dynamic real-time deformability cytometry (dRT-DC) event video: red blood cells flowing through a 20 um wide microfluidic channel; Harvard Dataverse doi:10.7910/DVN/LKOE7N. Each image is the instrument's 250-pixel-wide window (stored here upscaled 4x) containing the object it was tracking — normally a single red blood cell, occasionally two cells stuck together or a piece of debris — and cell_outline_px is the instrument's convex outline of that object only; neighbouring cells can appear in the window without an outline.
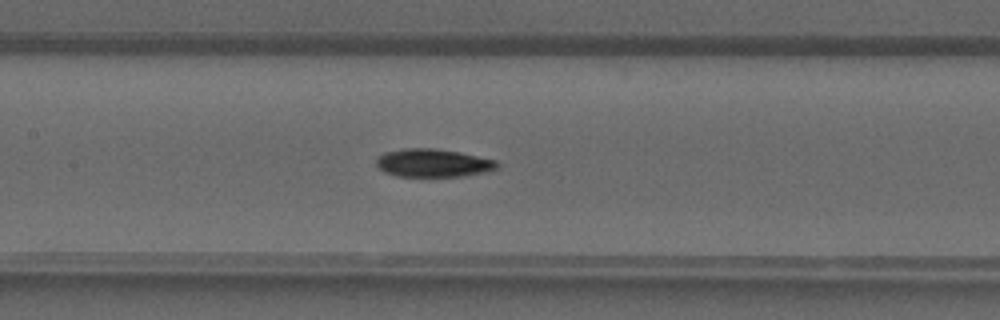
{"species": "common noctule bat (a hibernating species)", "species_latin": "Nyctalus noctula", "temperature_condition": "warm", "stored_images_in_passage": 33, "camera_frame_rate_fps": 3000, "um_per_image_px": 0.085, "animal": {"sex": "male", "forearm_length_mm": 52.5}, "frame": {"image": 1, "passage_image": 11, "time_ms": 3.333, "image_size_px": [1000, 320], "cell_outline_px": [[500, 164], [496, 168], [488, 172], [464, 176], [396, 176], [384, 172], [376, 164], [376, 160], [384, 152], [404, 148], [436, 148], [460, 152], [496, 160]], "centroid_in_image_um": [36.83, 13.85], "position_along_channel_um": 170.6, "area_um2": 19.88}}
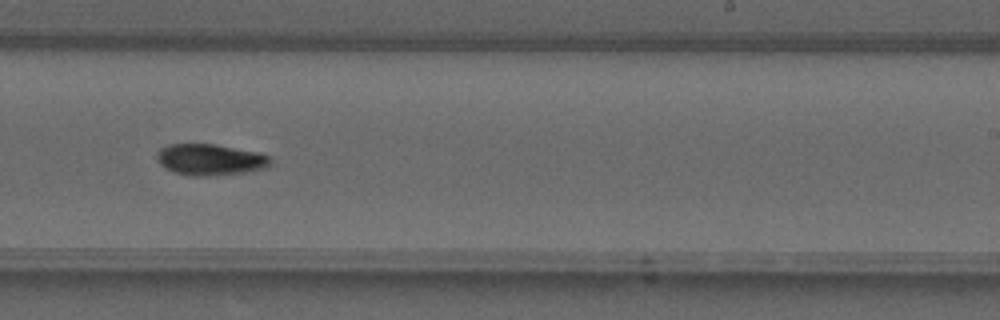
{"frame": {"image": 2, "passage_image": 17, "time_ms": 5.333, "image_size_px": [1000, 320], "cell_outline_px": [[272, 164], [268, 168], [244, 172], [208, 176], [192, 176], [176, 172], [164, 168], [160, 164], [156, 156], [156, 152], [160, 148], [168, 144], [212, 144], [260, 152], [272, 156]], "centroid_in_image_um": [17.9, 13.56], "position_along_channel_um": 271.1, "area_um2": 20.92}}
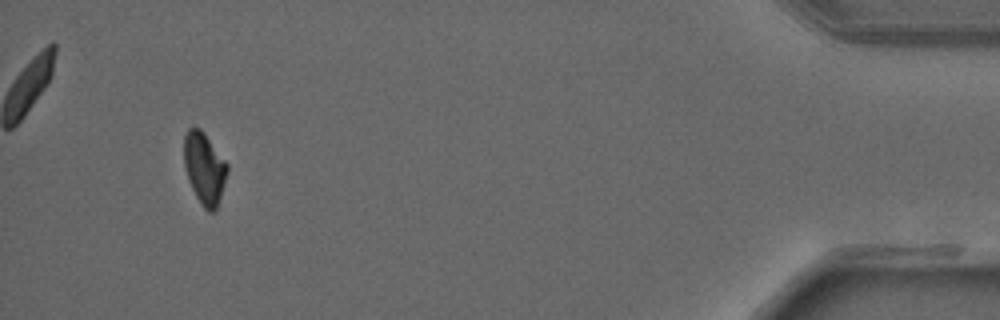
{"frame": {"image": 3, "passage_image": 30, "time_ms": 9.667, "image_size_px": [1000, 320], "cell_outline_px": [[228, 172], [216, 208], [212, 212], [208, 212], [200, 204], [188, 180], [184, 168], [184, 136], [188, 128], [200, 128], [204, 132], [228, 164]], "centroid_in_image_um": [17.36, 14.29], "position_along_channel_um": 417.8, "area_um2": 18.03}}